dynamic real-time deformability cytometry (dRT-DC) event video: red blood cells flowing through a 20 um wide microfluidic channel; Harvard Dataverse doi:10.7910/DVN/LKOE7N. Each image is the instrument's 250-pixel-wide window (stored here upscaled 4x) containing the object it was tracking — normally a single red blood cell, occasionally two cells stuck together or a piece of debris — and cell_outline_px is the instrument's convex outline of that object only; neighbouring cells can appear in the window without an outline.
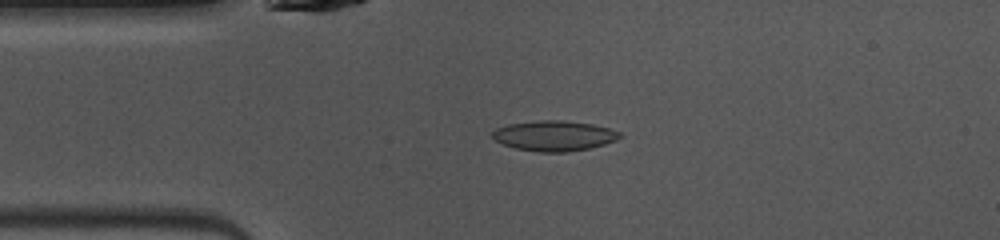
{"species": "common noctule bat (a hibernating species)", "species_latin": "Nyctalus noctula", "temperature_condition": "warm", "stored_images_in_passage": 47, "camera_frame_rate_fps": 3000, "um_per_image_px": 0.085, "animal": {"sex": "female", "body_mass_g": 10.0, "forearm_length_mm": 53.1}, "frame": {"image": 1, "passage_image": 9, "time_ms": 2.667, "image_size_px": [1000, 240], "cell_outline_px": [[624, 136], [616, 140], [604, 144], [588, 148], [568, 152], [536, 152], [516, 148], [504, 144], [496, 140], [492, 136], [492, 132], [496, 128], [508, 124], [540, 120], [560, 120], [592, 124], [608, 128], [620, 132]], "centroid_in_image_um": [47.11, 11.54], "position_along_channel_um": 37.9, "area_um2": 22.37}}
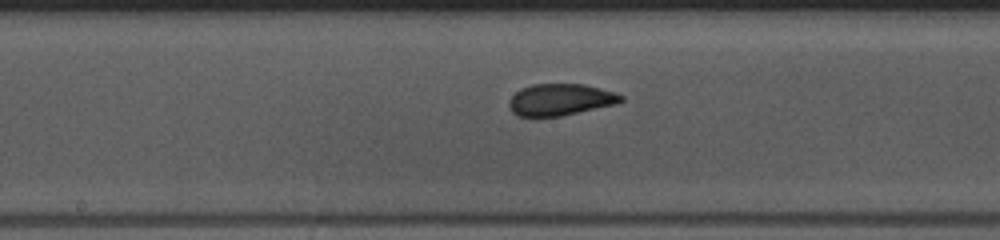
{"frame": {"image": 2, "passage_image": 22, "time_ms": 7.0, "image_size_px": [1000, 240], "cell_outline_px": [[624, 100], [616, 104], [560, 116], [516, 116], [512, 112], [508, 104], [508, 100], [520, 88], [532, 84], [584, 84], [616, 92], [624, 96]], "centroid_in_image_um": [47.63, 8.46], "position_along_channel_um": 200.6, "area_um2": 20.75}}
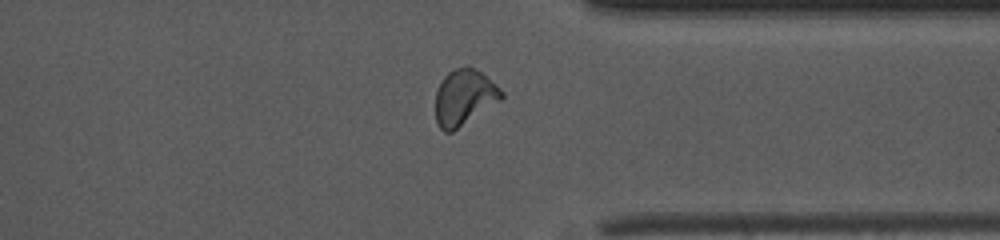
{"frame": {"image": 3, "passage_image": 35, "time_ms": 11.333, "image_size_px": [1000, 240], "cell_outline_px": [[504, 96], [500, 100], [452, 132], [444, 132], [436, 124], [436, 92], [444, 76], [448, 72], [464, 64], [468, 64], [480, 72], [496, 84], [504, 92]], "centroid_in_image_um": [39.45, 8.25], "position_along_channel_um": 372.0, "area_um2": 21.39}, "authors_computed_cell_mechanics": {"area_um2": 21.2126, "velocity_mm_per_s": 4.0629, "shape_relaxation_time_tau1_ms": 4.35, "shape_relaxation_time_tau2_ms": 1.2218, "deformation_change_tau1": 0.1463, "deformation_change_tau2": 0.0457}}